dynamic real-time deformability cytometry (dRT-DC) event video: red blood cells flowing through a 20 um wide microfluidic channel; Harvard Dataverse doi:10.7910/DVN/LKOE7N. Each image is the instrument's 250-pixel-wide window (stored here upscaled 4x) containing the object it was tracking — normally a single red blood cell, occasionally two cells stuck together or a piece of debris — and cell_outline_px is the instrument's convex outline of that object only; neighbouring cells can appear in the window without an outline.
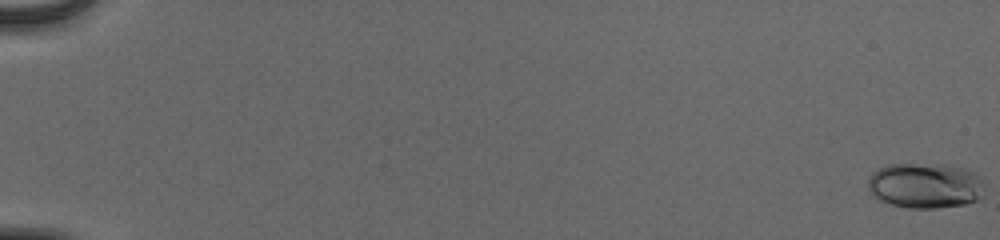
{"species": "human", "species_latin": "Homo sapiens", "temperature_condition": "cold", "stored_images_in_passage": 56, "camera_frame_rate_fps": 3000, "um_per_image_px": 0.085, "donor": {"sex": "male"}, "frame": {"image": 1, "passage_image": 1, "time_ms": 0.0, "image_size_px": [1000, 240], "cell_outline_px": [[984, 188], [980, 196], [976, 200], [964, 204], [936, 208], [908, 208], [892, 204], [880, 200], [868, 188], [868, 180], [872, 172], [888, 164], [912, 164], [964, 168], [980, 176], [984, 180]], "centroid_in_image_um": [78.64, 15.78], "position_along_channel_um": 6.4, "area_um2": 30.35}}
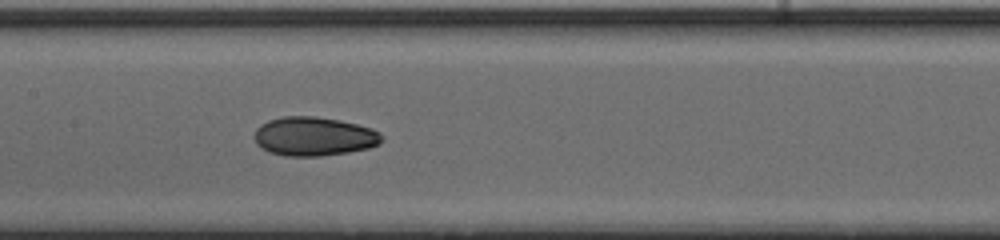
{"frame": {"image": 2, "passage_image": 31, "time_ms": 10.0, "image_size_px": [1000, 240], "cell_outline_px": [[384, 136], [380, 144], [368, 148], [348, 152], [320, 156], [284, 156], [268, 152], [260, 148], [256, 144], [256, 128], [260, 124], [268, 120], [284, 116], [312, 116], [340, 120], [372, 128], [380, 132]], "centroid_in_image_um": [26.69, 11.6], "position_along_channel_um": 180.7, "area_um2": 29.07}}
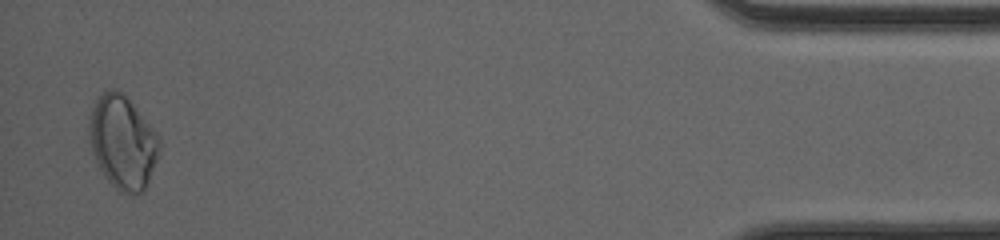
{"frame": {"image": 3, "passage_image": 55, "time_ms": 18.0, "image_size_px": [1000, 240], "cell_outline_px": [[160, 148], [144, 192], [120, 192], [104, 176], [96, 164], [88, 140], [88, 116], [96, 96], [112, 88], [116, 88], [132, 104], [148, 124], [160, 140]], "centroid_in_image_um": [10.35, 12.07], "position_along_channel_um": 424.8, "area_um2": 37.8}, "authors_computed_cell_mechanics": {"area_um2": 28.4954, "velocity_mm_per_s": 3.9401, "shape_relaxation_time_tau1_ms": 6.9629, "shape_relaxation_time_tau2_ms": 1.9531, "deformation_change_tau1": 0.1697, "deformation_change_tau2": 0.0524}}